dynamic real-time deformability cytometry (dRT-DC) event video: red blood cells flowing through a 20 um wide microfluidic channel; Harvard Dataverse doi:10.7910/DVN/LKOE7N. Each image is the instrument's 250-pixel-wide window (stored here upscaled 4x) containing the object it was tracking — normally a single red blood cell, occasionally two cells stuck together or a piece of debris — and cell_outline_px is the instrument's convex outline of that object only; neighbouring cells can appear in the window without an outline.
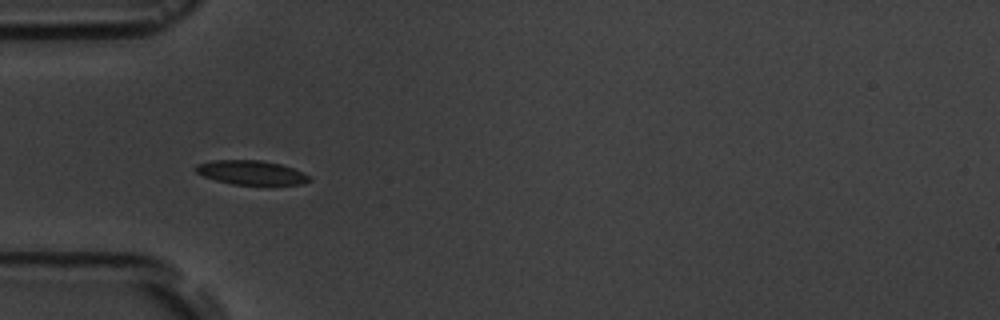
{"species": "common noctule bat (a hibernating species)", "species_latin": "Nyctalus noctula", "temperature_condition": "room temperature", "stored_images_in_passage": 17, "camera_frame_rate_fps": 3000, "um_per_image_px": 0.085, "animal": {"sex": "male", "body_mass_g": 19.5, "forearm_length_mm": 54.6}, "frame": {"image": 1, "passage_image": 6, "time_ms": 5.333, "image_size_px": [1000, 320], "cell_outline_px": [[312, 180], [304, 184], [232, 184], [216, 180], [204, 176], [196, 172], [192, 168], [196, 164], [212, 160], [260, 160], [280, 164], [304, 172]], "centroid_in_image_um": [21.32, 14.66], "position_along_channel_um": 63.7, "area_um2": 15.95}}
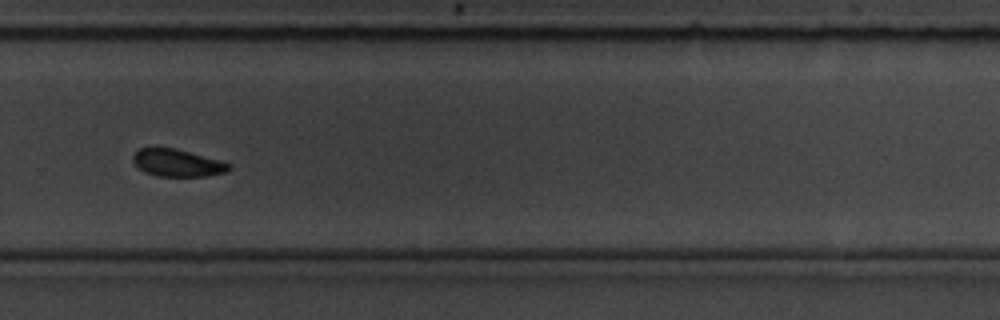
{"frame": {"image": 2, "passage_image": 12, "time_ms": 12.333, "image_size_px": [1000, 320], "cell_outline_px": [[232, 168], [228, 172], [204, 176], [156, 176], [144, 172], [132, 160], [132, 156], [140, 148], [152, 144], [156, 144], [176, 148], [220, 160], [232, 164]], "centroid_in_image_um": [15.05, 13.8], "position_along_channel_um": 314.7, "area_um2": 15.9}}
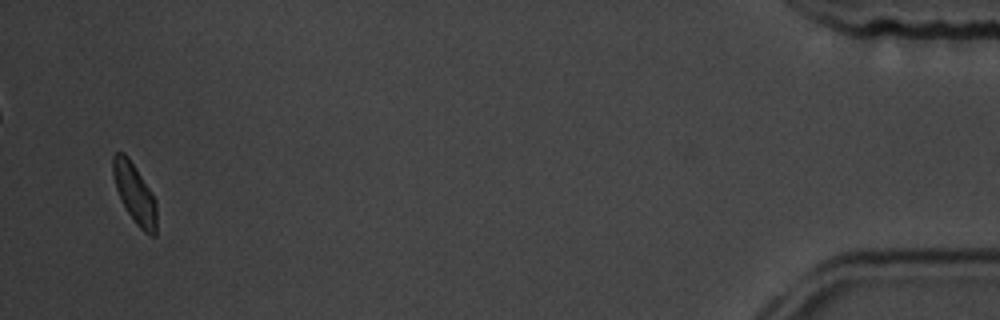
{"frame": {"image": 3, "passage_image": 17, "time_ms": 17.667, "image_size_px": [1000, 320], "cell_outline_px": [[156, 236], [152, 236], [144, 232], [136, 224], [128, 212], [116, 188], [112, 172], [112, 156], [116, 152], [124, 152], [128, 156], [156, 200]], "centroid_in_image_um": [11.44, 16.43], "position_along_channel_um": 423.8, "area_um2": 14.97}, "authors_computed_cell_mechanics": {"area_um2": 15.895, "velocity_mm_per_s": 3.6126, "shape_relaxation_time_tau1_ms": 1.8812, "shape_relaxation_time_tau2_ms": 5.0068, "deformation_change_tau1": 0.074, "deformation_change_tau2": 0.0546}}